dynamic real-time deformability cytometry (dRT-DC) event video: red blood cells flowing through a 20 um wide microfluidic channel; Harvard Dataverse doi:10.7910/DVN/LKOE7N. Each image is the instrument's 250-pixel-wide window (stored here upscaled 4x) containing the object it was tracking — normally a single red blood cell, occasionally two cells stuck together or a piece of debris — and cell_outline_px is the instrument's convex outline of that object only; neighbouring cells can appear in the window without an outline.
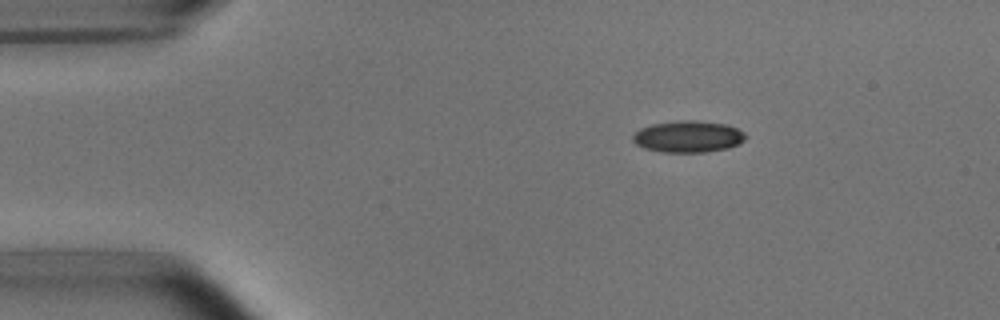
{"species": "common noctule bat (a hibernating species)", "species_latin": "Nyctalus noctula", "temperature_condition": "room temperature", "stored_images_in_passage": 3, "camera_frame_rate_fps": 3000, "um_per_image_px": 0.085, "animal": {"sex": "male", "body_mass_g": 15.6}, "frame": {"image": 1, "passage_image": 1, "time_ms": 0.0, "image_size_px": [1000, 320], "cell_outline_px": [[748, 136], [740, 144], [728, 148], [704, 152], [664, 152], [644, 148], [636, 144], [632, 140], [632, 136], [640, 128], [652, 124], [676, 120], [696, 120], [728, 124], [744, 132]], "centroid_in_image_um": [58.51, 11.6], "position_along_channel_um": 26.5, "area_um2": 20.98}}
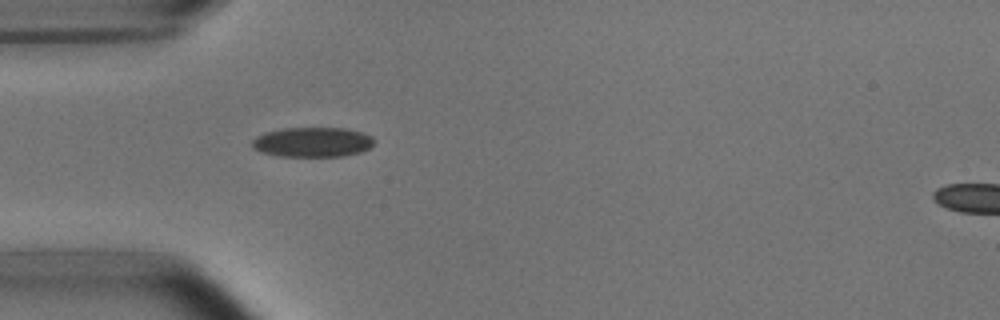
{"frame": {"image": 2, "passage_image": 3, "time_ms": 2.333, "image_size_px": [1000, 320], "cell_outline_px": [[372, 144], [368, 148], [360, 152], [344, 156], [280, 156], [260, 152], [252, 148], [252, 140], [256, 136], [264, 132], [284, 128], [344, 128], [360, 132], [372, 136]], "centroid_in_image_um": [26.51, 12.08], "position_along_channel_um": 58.5, "area_um2": 21.1}}